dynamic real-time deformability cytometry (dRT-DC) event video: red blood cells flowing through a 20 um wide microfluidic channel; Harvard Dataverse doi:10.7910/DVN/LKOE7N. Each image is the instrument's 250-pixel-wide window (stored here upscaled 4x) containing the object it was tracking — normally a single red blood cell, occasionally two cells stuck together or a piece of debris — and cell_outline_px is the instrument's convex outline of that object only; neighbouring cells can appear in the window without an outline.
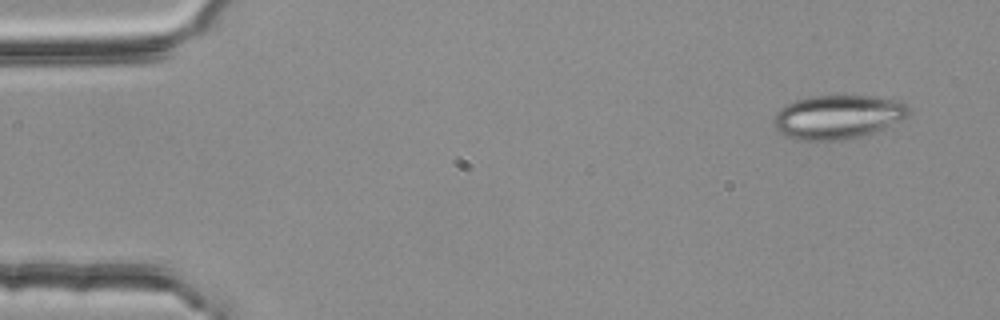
{"species": "common noctule bat (a hibernating species)", "species_latin": "Nyctalus noctula", "temperature_condition": "room temperature", "stored_images_in_passage": 4, "camera_frame_rate_fps": 3000, "um_per_image_px": 0.085, "animal": {"sex": "female", "body_mass_g": 25.1}, "frame": {"image": 1, "passage_image": 1, "time_ms": 0.0, "image_size_px": [1000, 320], "cell_outline_px": [[912, 108], [908, 116], [900, 120], [872, 132], [860, 136], [844, 140], [796, 140], [780, 132], [776, 128], [772, 120], [776, 112], [780, 108], [796, 100], [808, 96], [876, 96], [900, 100], [908, 104]], "centroid_in_image_um": [71.23, 9.92], "position_along_channel_um": 13.8, "area_um2": 34.56}}